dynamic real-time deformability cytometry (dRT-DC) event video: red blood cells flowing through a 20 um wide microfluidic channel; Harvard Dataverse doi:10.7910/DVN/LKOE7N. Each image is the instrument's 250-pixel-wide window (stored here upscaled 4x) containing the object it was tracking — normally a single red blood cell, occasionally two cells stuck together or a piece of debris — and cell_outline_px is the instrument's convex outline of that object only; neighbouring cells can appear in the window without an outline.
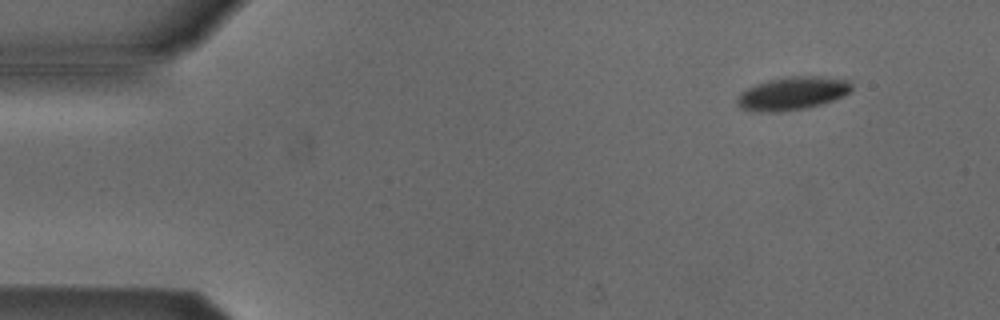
{"species": "Egyptian fruit bat (a non-hibernating species)", "species_latin": "Rousettus aegyptiacus", "temperature_condition": "cold", "stored_images_in_passage": 8, "camera_frame_rate_fps": 3000, "um_per_image_px": 0.085, "animal": {"sex": "male"}, "frame": {"image": 1, "passage_image": 1, "time_ms": 0.0, "image_size_px": [1000, 320], "cell_outline_px": [[852, 92], [844, 96], [820, 104], [804, 108], [780, 112], [756, 112], [740, 108], [736, 104], [736, 100], [740, 92], [756, 84], [768, 80], [784, 76], [820, 76], [848, 80], [852, 84]], "centroid_in_image_um": [67.34, 7.93], "position_along_channel_um": 17.7, "area_um2": 22.31}}
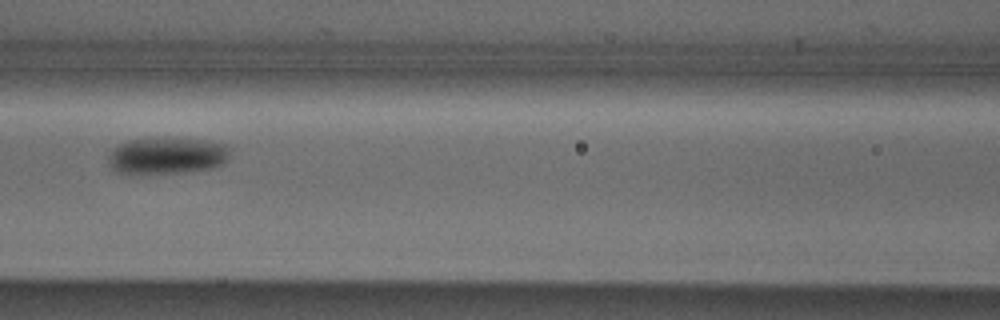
{"frame": {"image": 2, "passage_image": 6, "time_ms": 6.0, "image_size_px": [1000, 320], "cell_outline_px": [[232, 152], [228, 160], [212, 168], [188, 172], [140, 176], [132, 176], [116, 172], [108, 168], [108, 156], [112, 148], [128, 140], [160, 136], [208, 140], [228, 144]], "centroid_in_image_um": [14.15, 13.25], "position_along_channel_um": 152.4, "area_um2": 27.8}}
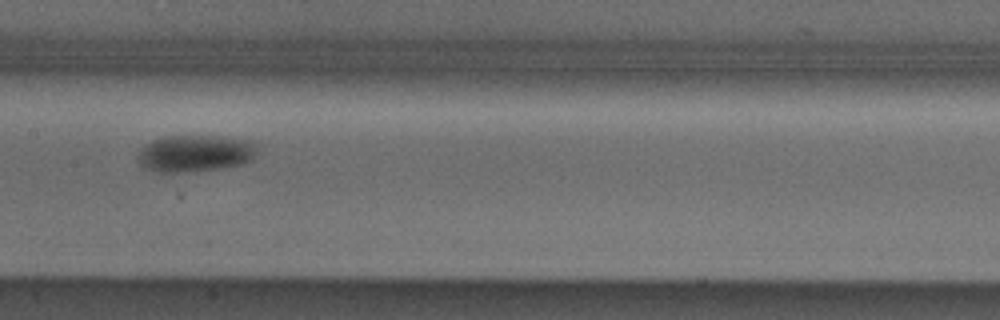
{"frame": {"image": 3, "passage_image": 7, "time_ms": 7.0, "image_size_px": [1000, 320], "cell_outline_px": [[260, 144], [252, 160], [240, 164], [220, 168], [184, 172], [156, 172], [144, 168], [136, 160], [136, 156], [140, 148], [152, 140], [164, 136], [224, 136], [248, 140]], "centroid_in_image_um": [16.57, 13.02], "position_along_channel_um": 190.8, "area_um2": 26.01}}